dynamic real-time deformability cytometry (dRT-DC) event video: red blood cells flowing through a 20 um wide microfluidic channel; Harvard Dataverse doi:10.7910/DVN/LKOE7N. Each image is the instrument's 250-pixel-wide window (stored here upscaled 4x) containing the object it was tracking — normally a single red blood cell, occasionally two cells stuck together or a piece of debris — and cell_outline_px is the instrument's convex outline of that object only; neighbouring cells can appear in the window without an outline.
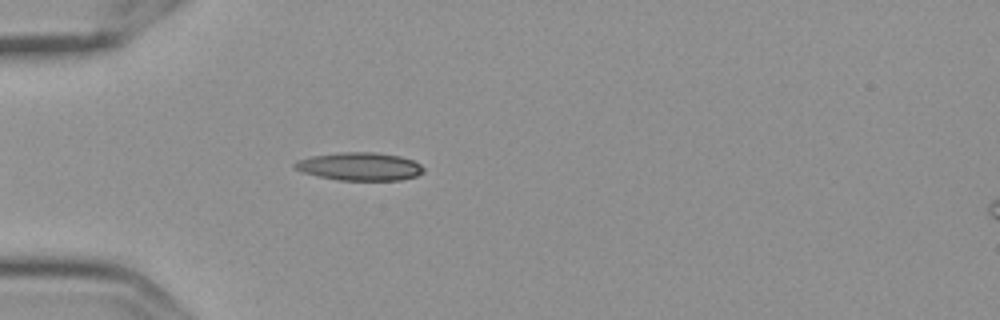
{"species": "Egyptian fruit bat (a non-hibernating species)", "species_latin": "Rousettus aegyptiacus", "temperature_condition": "cold", "stored_images_in_passage": 15, "camera_frame_rate_fps": 3000, "um_per_image_px": 0.085, "frame": {"image": 1, "passage_image": 15, "time_ms": 4.667, "image_size_px": [1000, 320], "cell_outline_px": [[420, 168], [416, 172], [408, 176], [380, 180], [364, 180], [332, 176], [336, 156], [384, 156], [404, 160], [416, 164]], "centroid_in_image_um": [31.67, 14.26], "position_along_channel_um": 53.3, "area_um2": 12.37}}